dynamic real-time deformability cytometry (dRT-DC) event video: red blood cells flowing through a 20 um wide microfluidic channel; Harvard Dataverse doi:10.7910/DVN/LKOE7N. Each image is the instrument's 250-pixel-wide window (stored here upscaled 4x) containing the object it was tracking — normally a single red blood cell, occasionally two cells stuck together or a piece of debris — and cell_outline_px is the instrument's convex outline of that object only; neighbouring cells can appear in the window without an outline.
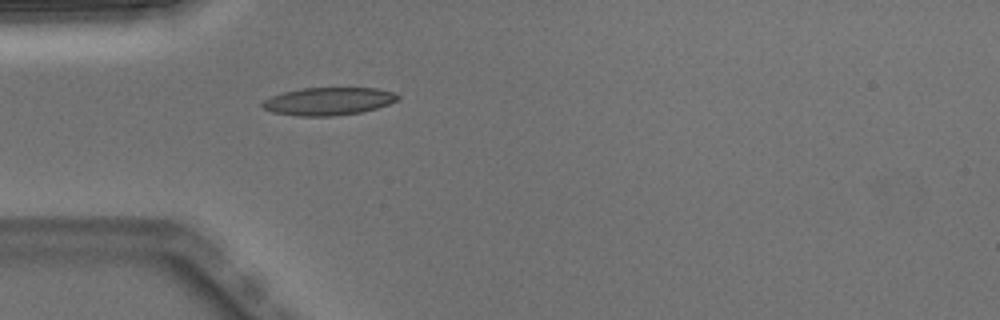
{"species": "Egyptian fruit bat (a non-hibernating species)", "species_latin": "Rousettus aegyptiacus", "temperature_condition": "warm", "stored_images_in_passage": 1, "camera_frame_rate_fps": 3000, "um_per_image_px": 0.085, "animal": {"sex": "male"}, "frame": {"image": 1, "passage_image": 1, "time_ms": 0.0, "image_size_px": [1000, 320], "cell_outline_px": [[400, 100], [364, 112], [332, 116], [300, 116], [272, 112], [264, 108], [260, 104], [264, 100], [272, 96], [284, 92], [300, 88], [376, 88], [392, 92], [400, 96]], "centroid_in_image_um": [27.93, 8.61], "position_along_channel_um": 57.1, "area_um2": 21.91}}